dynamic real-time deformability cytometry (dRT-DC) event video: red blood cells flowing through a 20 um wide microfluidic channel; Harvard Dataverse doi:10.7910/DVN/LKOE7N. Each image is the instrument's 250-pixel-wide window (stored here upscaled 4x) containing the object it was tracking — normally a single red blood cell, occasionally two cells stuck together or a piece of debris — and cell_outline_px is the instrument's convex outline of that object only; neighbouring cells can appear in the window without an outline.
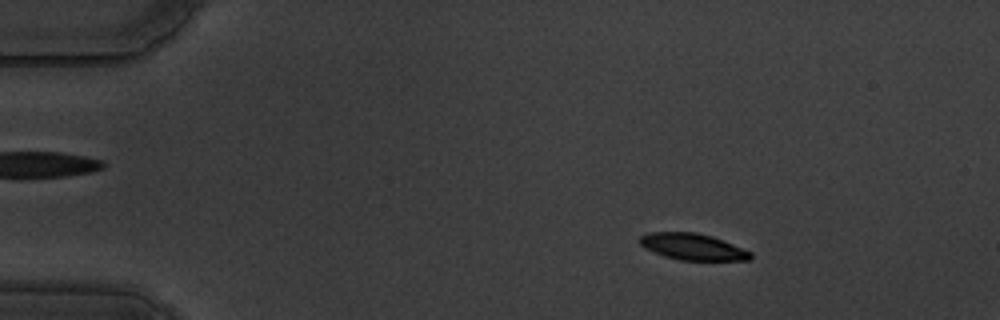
{"species": "common noctule bat (a hibernating species)", "species_latin": "Nyctalus noctula", "temperature_condition": "warm", "stored_images_in_passage": 50, "camera_frame_rate_fps": 3000, "um_per_image_px": 0.085, "animal": {"sex": "male", "body_mass_g": 19.5, "forearm_length_mm": 54.6}, "frame": {"image": 1, "passage_image": 1, "time_ms": 0.0, "image_size_px": [1000, 320], "cell_outline_px": [[752, 256], [748, 260], [680, 260], [664, 256], [644, 248], [640, 244], [640, 236], [648, 232], [696, 232], [712, 236], [752, 252]], "centroid_in_image_um": [58.85, 20.97], "position_along_channel_um": 26.1, "area_um2": 16.99}}
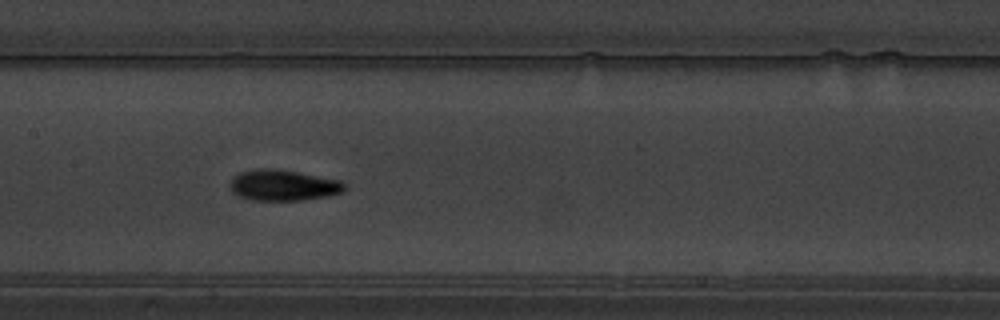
{"frame": {"image": 2, "passage_image": 21, "time_ms": 6.667, "image_size_px": [1000, 320], "cell_outline_px": [[348, 188], [344, 192], [328, 196], [304, 200], [252, 200], [240, 196], [232, 192], [228, 188], [228, 184], [240, 172], [256, 168], [272, 168], [296, 172], [340, 180]], "centroid_in_image_um": [24.07, 15.75], "position_along_channel_um": 183.3, "area_um2": 20.69}}
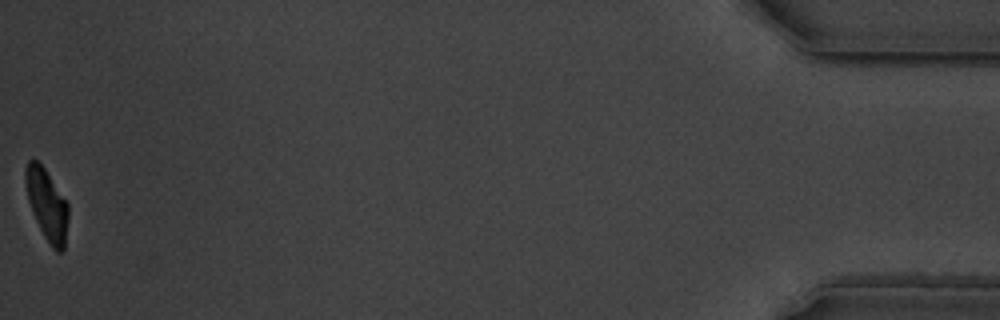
{"frame": {"image": 3, "passage_image": 50, "time_ms": 16.333, "image_size_px": [1000, 320], "cell_outline_px": [[68, 220], [64, 252], [56, 252], [52, 248], [44, 236], [36, 220], [28, 200], [24, 180], [24, 168], [28, 160], [36, 160], [44, 168], [68, 204]], "centroid_in_image_um": [3.98, 17.41], "position_along_channel_um": 431.2, "area_um2": 17.69}, "authors_computed_cell_mechanics": {"area_um2": 19.3052, "velocity_mm_per_s": 3.5132, "shape_relaxation_time_tau1_ms": 3.3744, "shape_relaxation_time_tau2_ms": 4.4541, "deformation_change_tau1": 0.1754, "deformation_change_tau2": 0.0654}}